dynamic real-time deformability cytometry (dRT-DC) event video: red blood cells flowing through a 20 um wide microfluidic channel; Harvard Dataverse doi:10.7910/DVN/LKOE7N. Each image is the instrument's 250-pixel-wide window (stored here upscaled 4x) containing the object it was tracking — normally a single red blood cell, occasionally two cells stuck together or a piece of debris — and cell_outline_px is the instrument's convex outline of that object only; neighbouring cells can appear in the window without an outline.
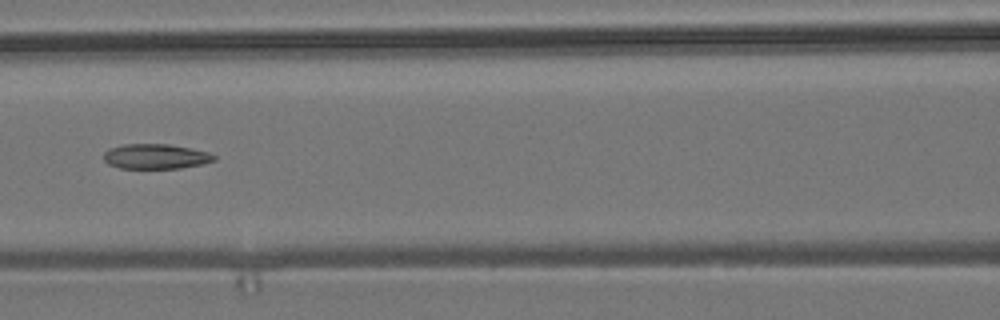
{"species": "common noctule bat (a hibernating species)", "species_latin": "Nyctalus noctula", "temperature_condition": "room temperature", "stored_images_in_passage": 8, "camera_frame_rate_fps": 3000, "um_per_image_px": 0.085, "animal": {"sex": "male", "body_mass_g": 19.2, "forearm_length_mm": 51.8}, "frame": {"image": 1, "passage_image": 8, "time_ms": 8.0, "image_size_px": [1000, 320], "cell_outline_px": [[216, 160], [204, 164], [180, 168], [120, 168], [108, 164], [104, 160], [104, 152], [108, 148], [124, 144], [168, 144], [208, 152], [216, 156]], "centroid_in_image_um": [13.22, 13.3], "position_along_channel_um": 153.4, "area_um2": 16.07}}